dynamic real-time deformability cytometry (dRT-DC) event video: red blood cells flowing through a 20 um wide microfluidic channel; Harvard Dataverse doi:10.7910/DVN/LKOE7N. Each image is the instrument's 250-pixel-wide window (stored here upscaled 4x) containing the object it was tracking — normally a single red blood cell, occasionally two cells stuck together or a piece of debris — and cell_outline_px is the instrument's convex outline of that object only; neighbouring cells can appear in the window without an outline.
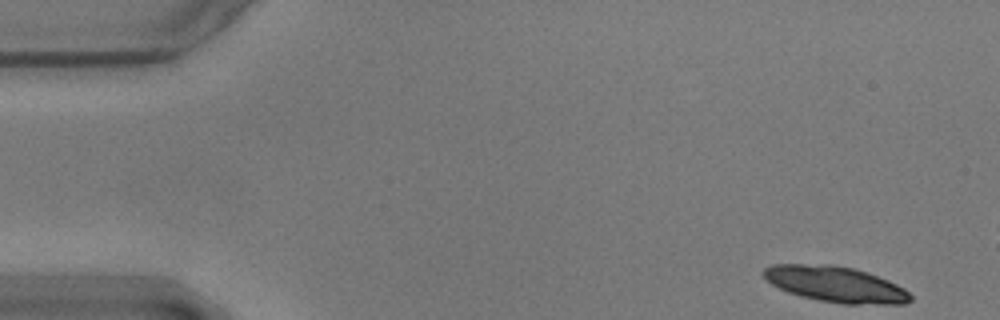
{"species": "common noctule bat (a hibernating species)", "species_latin": "Nyctalus noctula", "temperature_condition": "warm", "stored_images_in_passage": 13, "camera_frame_rate_fps": 3000, "um_per_image_px": 0.085, "animal": {"sex": "male", "body_mass_g": 17.9}, "frame": {"image": 1, "passage_image": 1, "time_ms": 0.0, "image_size_px": [1000, 320], "cell_outline_px": [[912, 300], [904, 304], [844, 304], [820, 300], [800, 296], [788, 292], [772, 284], [760, 272], [764, 268], [772, 264], [832, 264], [852, 268], [888, 280], [904, 288], [912, 296]], "centroid_in_image_um": [71.01, 24.16], "position_along_channel_um": 14.0, "area_um2": 30.52}}